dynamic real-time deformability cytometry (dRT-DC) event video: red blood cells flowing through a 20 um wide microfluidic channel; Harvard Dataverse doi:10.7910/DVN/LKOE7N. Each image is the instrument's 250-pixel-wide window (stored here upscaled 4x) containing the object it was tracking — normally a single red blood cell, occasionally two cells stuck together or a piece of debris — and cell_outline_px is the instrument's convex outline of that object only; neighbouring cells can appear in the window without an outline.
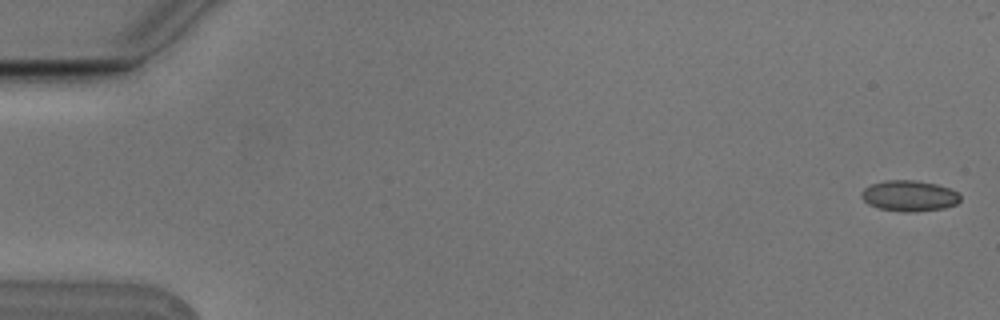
{"species": "Egyptian fruit bat (a non-hibernating species)", "species_latin": "Rousettus aegyptiacus", "temperature_condition": "cold", "stored_images_in_passage": 6, "camera_frame_rate_fps": 3000, "um_per_image_px": 0.085, "animal": {"sex": "male"}, "frame": {"image": 1, "passage_image": 1, "time_ms": 0.0, "image_size_px": [1000, 320], "cell_outline_px": [[960, 200], [956, 204], [944, 208], [916, 212], [900, 212], [880, 208], [868, 204], [860, 196], [860, 192], [864, 188], [872, 184], [884, 180], [916, 180], [936, 184], [948, 188], [956, 192], [960, 196]], "centroid_in_image_um": [77.26, 16.65], "position_along_channel_um": 7.7, "area_um2": 17.8}}
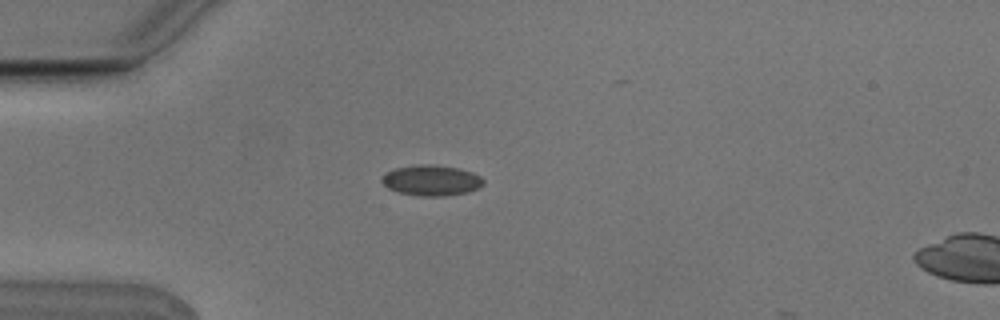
{"frame": {"image": 2, "passage_image": 5, "time_ms": 1.333, "image_size_px": [1000, 320], "cell_outline_px": [[484, 184], [480, 188], [468, 192], [444, 196], [420, 196], [400, 192], [388, 188], [380, 180], [380, 176], [396, 168], [416, 164], [428, 164], [460, 168], [472, 172], [480, 176], [484, 180]], "centroid_in_image_um": [36.69, 15.33], "position_along_channel_um": 48.3, "area_um2": 18.21}}